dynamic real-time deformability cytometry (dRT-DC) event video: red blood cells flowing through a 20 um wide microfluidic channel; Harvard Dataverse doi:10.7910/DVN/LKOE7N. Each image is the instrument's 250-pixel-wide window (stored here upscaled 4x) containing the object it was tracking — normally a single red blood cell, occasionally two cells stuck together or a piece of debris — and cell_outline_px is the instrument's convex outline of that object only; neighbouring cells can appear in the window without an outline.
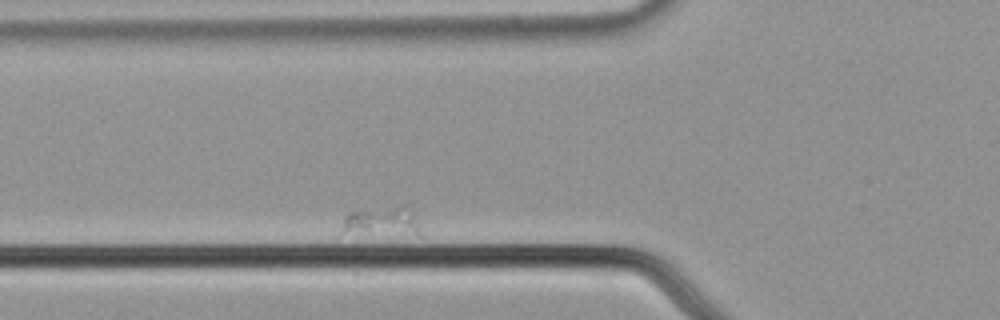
{"species": "common noctule bat (a hibernating species)", "species_latin": "Nyctalus noctula", "temperature_condition": "cold", "stored_images_in_passage": 9, "camera_frame_rate_fps": 3000, "um_per_image_px": 0.085, "animal": {"sex": "male", "body_mass_g": 21.5, "forearm_length_mm": 52.0}, "frame": {"image": 1, "passage_image": 5, "time_ms": 1.333, "image_size_px": [1000, 320], "cell_outline_px": [[420, 236], [344, 228], [344, 216], [348, 212], [404, 204], [420, 232]], "centroid_in_image_um": [32.54, 18.74], "position_along_channel_um": 93.3, "area_um2": 11.85}}
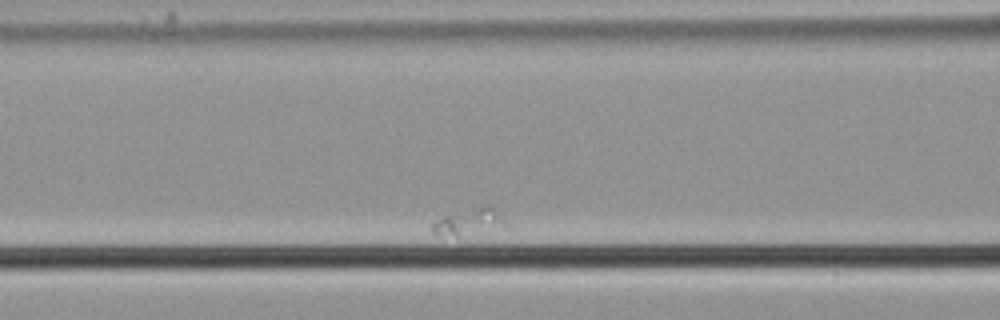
{"frame": {"image": 2, "passage_image": 9, "time_ms": 2.667, "image_size_px": [1000, 320], "cell_outline_px": [[512, 228], [456, 236], [432, 232], [432, 224], [436, 220], [444, 216], [484, 204], [492, 204]], "centroid_in_image_um": [40.05, 18.84], "position_along_channel_um": 126.6, "area_um2": 11.73}}